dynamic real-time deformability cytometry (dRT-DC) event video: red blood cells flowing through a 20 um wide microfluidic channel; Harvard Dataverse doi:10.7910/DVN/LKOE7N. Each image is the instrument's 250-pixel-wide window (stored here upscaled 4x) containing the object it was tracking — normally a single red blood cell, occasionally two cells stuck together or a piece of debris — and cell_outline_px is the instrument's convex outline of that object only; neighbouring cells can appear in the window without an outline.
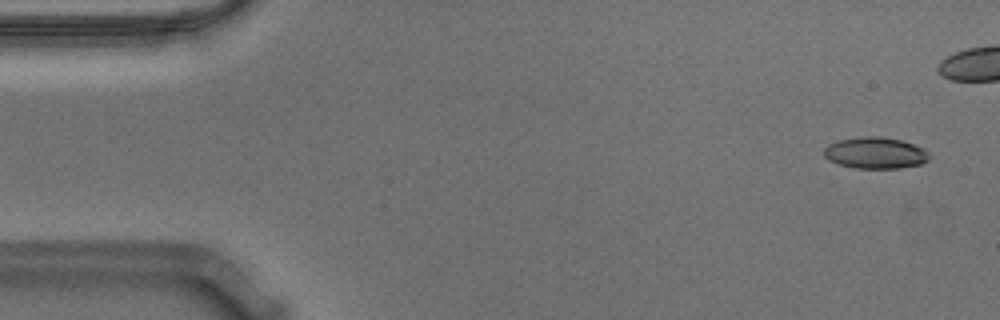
{"species": "Egyptian fruit bat (a non-hibernating species)", "species_latin": "Rousettus aegyptiacus", "temperature_condition": "warm", "stored_images_in_passage": 45, "camera_frame_rate_fps": 3000, "um_per_image_px": 0.085, "animal": {"sex": "male"}, "frame": {"image": 1, "passage_image": 3, "time_ms": 0.667, "image_size_px": [1000, 320], "cell_outline_px": [[932, 156], [928, 160], [920, 164], [900, 168], [856, 168], [836, 164], [828, 160], [824, 156], [824, 148], [828, 144], [840, 140], [864, 136], [880, 136], [900, 140], [924, 148]], "centroid_in_image_um": [74.4, 13.0], "position_along_channel_um": 10.6, "area_um2": 19.36}}
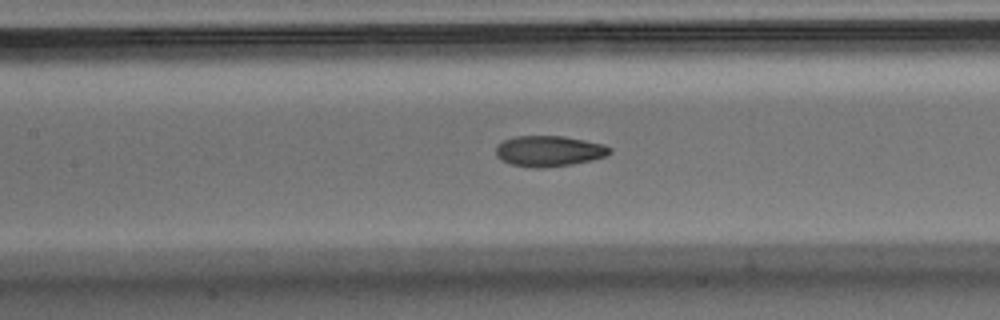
{"frame": {"image": 2, "passage_image": 25, "time_ms": 8.0, "image_size_px": [1000, 320], "cell_outline_px": [[612, 152], [604, 156], [592, 160], [572, 164], [544, 168], [532, 168], [512, 164], [500, 160], [496, 156], [496, 148], [504, 140], [516, 136], [564, 136], [604, 144], [612, 148]], "centroid_in_image_um": [46.67, 12.84], "position_along_channel_um": 160.7, "area_um2": 20.4}}
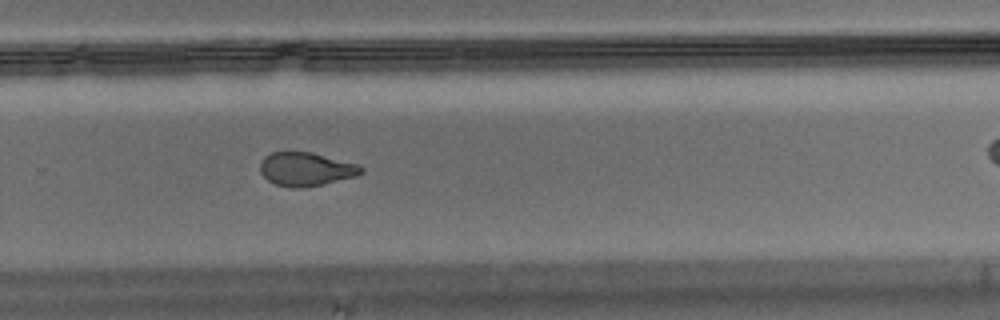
{"frame": {"image": 3, "passage_image": 37, "time_ms": 12.0, "image_size_px": [1000, 320], "cell_outline_px": [[364, 172], [356, 176], [320, 184], [300, 188], [292, 188], [276, 184], [268, 180], [260, 172], [260, 164], [264, 156], [272, 152], [312, 152], [360, 164], [364, 168]], "centroid_in_image_um": [26.03, 14.36], "position_along_channel_um": 303.8, "area_um2": 19.77}}